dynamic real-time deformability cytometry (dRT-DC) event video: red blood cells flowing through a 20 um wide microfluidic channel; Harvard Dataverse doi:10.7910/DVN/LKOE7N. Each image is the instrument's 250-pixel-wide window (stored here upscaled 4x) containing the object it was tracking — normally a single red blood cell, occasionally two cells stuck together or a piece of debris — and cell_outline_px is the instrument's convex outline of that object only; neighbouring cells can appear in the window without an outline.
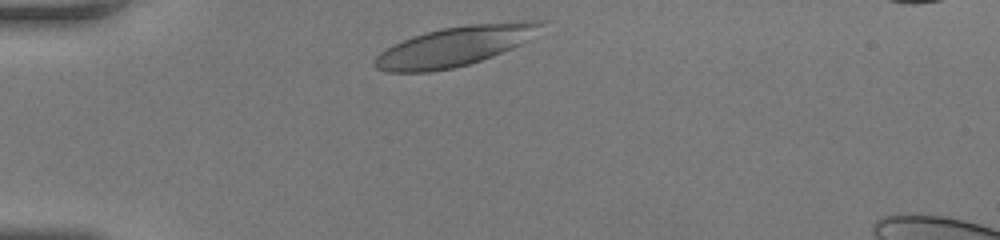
{"species": "human", "species_latin": "Homo sapiens", "temperature_condition": "room temperature", "stored_images_in_passage": 29, "camera_frame_rate_fps": 3000, "um_per_image_px": 0.085, "donor": {"sex": "female"}, "frame": {"image": 1, "passage_image": 1, "time_ms": 0.0, "image_size_px": [1000, 240], "cell_outline_px": [[548, 20], [528, 40], [512, 48], [492, 56], [468, 64], [452, 68], [428, 72], [384, 72], [376, 68], [372, 64], [376, 56], [380, 52], [392, 44], [412, 36], [444, 28], [468, 24], [524, 20]], "centroid_in_image_um": [38.65, 3.92], "position_along_channel_um": 46.4, "area_um2": 38.44}}
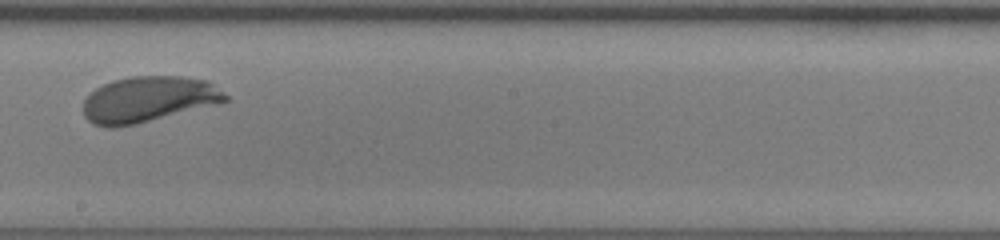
{"frame": {"image": 2, "passage_image": 17, "time_ms": 5.333, "image_size_px": [1000, 240], "cell_outline_px": [[228, 100], [136, 124], [116, 128], [108, 128], [92, 124], [84, 116], [84, 100], [96, 88], [112, 80], [132, 76], [180, 76], [208, 80], [224, 92], [228, 96]], "centroid_in_image_um": [12.57, 8.44], "position_along_channel_um": 235.6, "area_um2": 37.63}}
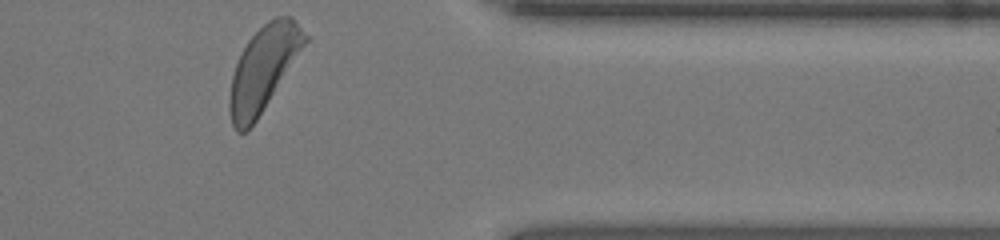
{"frame": {"image": 3, "passage_image": 29, "time_ms": 9.333, "image_size_px": [1000, 240], "cell_outline_px": [[312, 40], [256, 120], [244, 132], [236, 132], [232, 128], [228, 108], [228, 100], [232, 76], [236, 64], [248, 40], [268, 20], [276, 16], [292, 16], [312, 36]], "centroid_in_image_um": [22.48, 5.8], "position_along_channel_um": 388.9, "area_um2": 38.03}, "authors_computed_cell_mechanics": {"area_um2": 37.8012, "velocity_mm_per_s": 4.1309, "shape_relaxation_time_tau1_ms": 3.0265, "shape_relaxation_time_tau2_ms": null, "deformation_change_tau1": 0.147, "deformation_change_tau2": null}}